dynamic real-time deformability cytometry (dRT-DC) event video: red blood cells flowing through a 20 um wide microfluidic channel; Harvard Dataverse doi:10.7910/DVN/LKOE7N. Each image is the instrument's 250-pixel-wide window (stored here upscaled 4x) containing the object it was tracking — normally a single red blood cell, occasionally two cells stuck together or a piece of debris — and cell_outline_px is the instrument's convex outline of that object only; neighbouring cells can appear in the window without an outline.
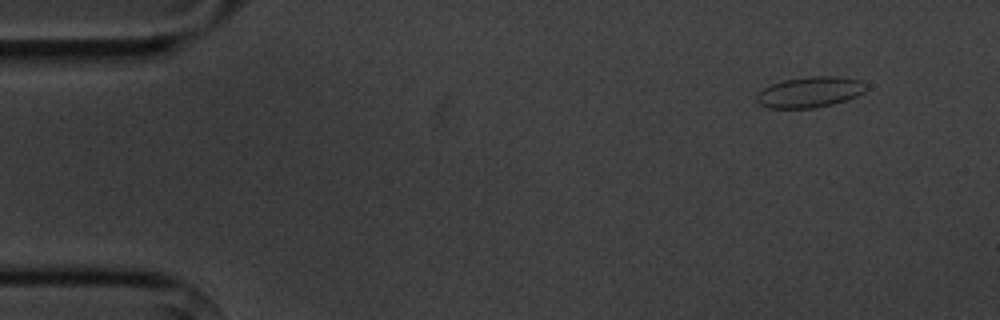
{"species": "common noctule bat (a hibernating species)", "species_latin": "Nyctalus noctula", "temperature_condition": "cold", "stored_images_in_passage": 4, "camera_frame_rate_fps": 3000, "um_per_image_px": 0.085, "animal": {"sex": "male", "body_mass_g": 20.1, "forearm_length_mm": 53.5}, "frame": {"image": 1, "passage_image": 1, "time_ms": 0.0, "image_size_px": [1000, 320], "cell_outline_px": [[868, 88], [864, 92], [848, 100], [832, 104], [812, 108], [768, 108], [760, 104], [756, 100], [756, 96], [764, 88], [772, 84], [784, 80], [808, 76], [836, 76], [860, 80]], "centroid_in_image_um": [68.85, 7.83], "position_along_channel_um": 16.1, "area_um2": 19.54}}